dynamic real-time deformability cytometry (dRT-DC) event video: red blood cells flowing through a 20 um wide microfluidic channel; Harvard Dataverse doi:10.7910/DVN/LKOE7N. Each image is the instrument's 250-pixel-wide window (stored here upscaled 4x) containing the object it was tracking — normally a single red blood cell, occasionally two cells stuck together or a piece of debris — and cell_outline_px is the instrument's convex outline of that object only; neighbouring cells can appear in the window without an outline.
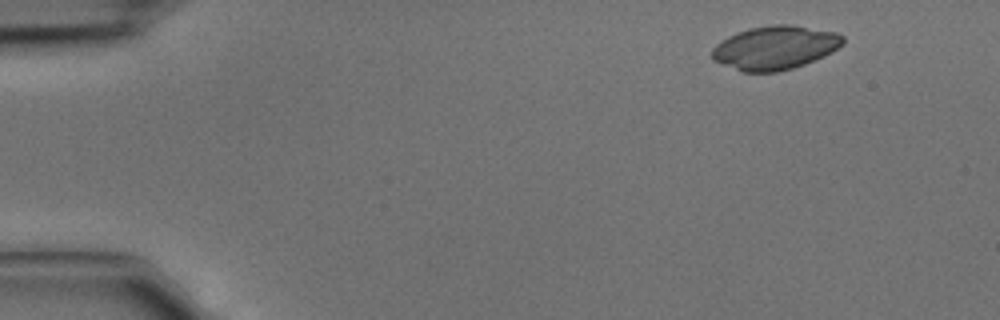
{"species": "common noctule bat (a hibernating species)", "species_latin": "Nyctalus noctula", "temperature_condition": "cold", "stored_images_in_passage": 3, "camera_frame_rate_fps": 3000, "um_per_image_px": 0.085, "animal": {"sex": "male", "body_mass_g": 15.6}, "frame": {"image": 1, "passage_image": 1, "time_ms": 0.0, "image_size_px": [1000, 320], "cell_outline_px": [[844, 44], [832, 52], [824, 56], [804, 64], [792, 68], [776, 72], [744, 72], [712, 60], [712, 48], [716, 44], [728, 36], [736, 32], [748, 28], [772, 24], [792, 24], [836, 32], [844, 36]], "centroid_in_image_um": [65.88, 4.04], "position_along_channel_um": 19.1, "area_um2": 33.47}}